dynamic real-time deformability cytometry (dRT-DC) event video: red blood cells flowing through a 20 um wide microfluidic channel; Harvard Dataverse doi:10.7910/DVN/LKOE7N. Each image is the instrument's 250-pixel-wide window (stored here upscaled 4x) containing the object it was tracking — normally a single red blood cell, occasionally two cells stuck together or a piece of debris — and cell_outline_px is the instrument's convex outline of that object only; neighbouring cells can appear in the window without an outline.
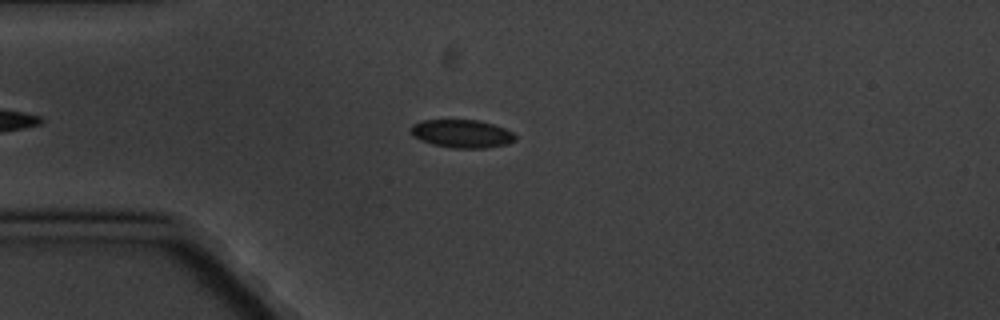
{"species": "common noctule bat (a hibernating species)", "species_latin": "Nyctalus noctula", "temperature_condition": "cold", "stored_images_in_passage": 3, "camera_frame_rate_fps": 3000, "um_per_image_px": 0.085, "animal": {"sex": "male", "body_mass_g": 20.1, "forearm_length_mm": 53.5}, "frame": {"image": 1, "passage_image": 2, "time_ms": 1.333, "image_size_px": [1000, 320], "cell_outline_px": [[516, 140], [508, 144], [484, 148], [452, 148], [432, 144], [420, 140], [412, 136], [412, 124], [424, 120], [476, 120], [492, 124], [504, 128], [512, 132], [516, 136]], "centroid_in_image_um": [39.27, 11.37], "position_along_channel_um": 45.7, "area_um2": 17.05}}